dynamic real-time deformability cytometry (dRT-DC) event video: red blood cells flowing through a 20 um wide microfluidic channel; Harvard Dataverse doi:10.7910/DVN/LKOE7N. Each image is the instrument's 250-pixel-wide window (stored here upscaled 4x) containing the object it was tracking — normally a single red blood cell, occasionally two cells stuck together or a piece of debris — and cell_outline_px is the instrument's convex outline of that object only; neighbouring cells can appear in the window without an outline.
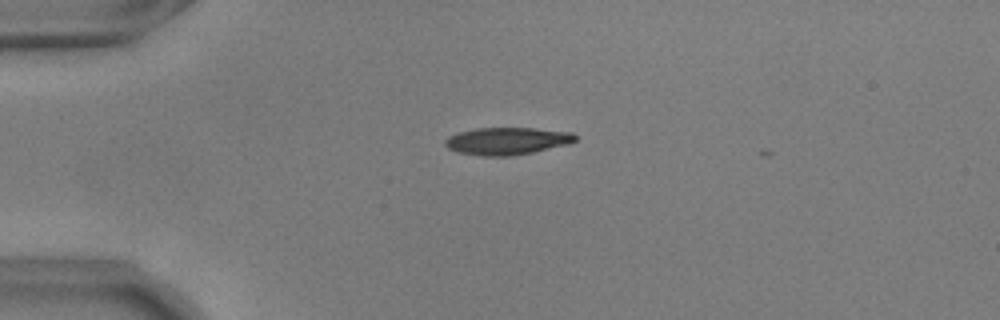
{"species": "common noctule bat (a hibernating species)", "species_latin": "Nyctalus noctula", "temperature_condition": "warm", "stored_images_in_passage": 4, "camera_frame_rate_fps": 3000, "um_per_image_px": 0.085, "animal": {"sex": "male", "body_mass_g": 17.9, "forearm_length_mm": 54.2}, "frame": {"image": 1, "passage_image": 3, "time_ms": 0.667, "image_size_px": [1000, 320], "cell_outline_px": [[576, 140], [568, 144], [532, 152], [512, 156], [484, 156], [460, 152], [448, 148], [444, 144], [444, 140], [448, 136], [456, 132], [476, 128], [532, 128], [572, 132], [576, 136]], "centroid_in_image_um": [43.07, 11.98], "position_along_channel_um": 41.9, "area_um2": 20.69}}